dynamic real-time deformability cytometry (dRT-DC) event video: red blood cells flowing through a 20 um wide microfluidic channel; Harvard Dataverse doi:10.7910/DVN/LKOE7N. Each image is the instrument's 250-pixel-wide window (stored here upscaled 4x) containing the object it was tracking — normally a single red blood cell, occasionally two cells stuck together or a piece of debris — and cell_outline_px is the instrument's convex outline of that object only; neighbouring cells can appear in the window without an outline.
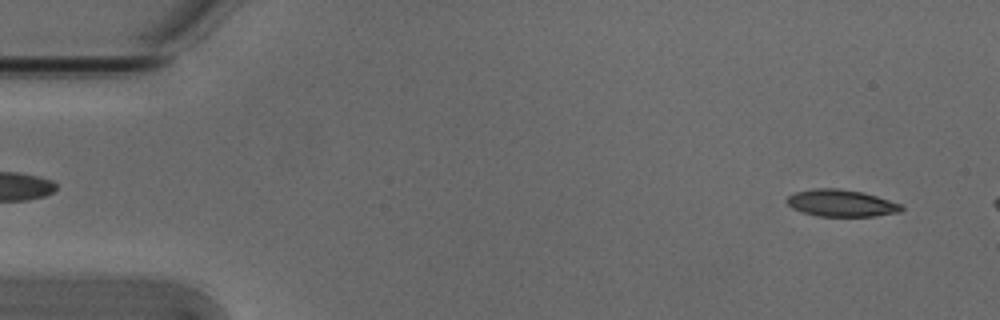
{"species": "Egyptian fruit bat (a non-hibernating species)", "species_latin": "Rousettus aegyptiacus", "temperature_condition": "cold", "stored_images_in_passage": 13, "camera_frame_rate_fps": 3000, "um_per_image_px": 0.085, "animal": {"sex": "male"}, "frame": {"image": 1, "passage_image": 3, "time_ms": 0.667, "image_size_px": [1000, 320], "cell_outline_px": [[904, 208], [900, 212], [876, 216], [820, 216], [804, 212], [792, 208], [788, 204], [788, 196], [796, 192], [812, 188], [836, 188], [864, 192], [900, 204]], "centroid_in_image_um": [71.52, 17.26], "position_along_channel_um": 13.5, "area_um2": 17.8}}